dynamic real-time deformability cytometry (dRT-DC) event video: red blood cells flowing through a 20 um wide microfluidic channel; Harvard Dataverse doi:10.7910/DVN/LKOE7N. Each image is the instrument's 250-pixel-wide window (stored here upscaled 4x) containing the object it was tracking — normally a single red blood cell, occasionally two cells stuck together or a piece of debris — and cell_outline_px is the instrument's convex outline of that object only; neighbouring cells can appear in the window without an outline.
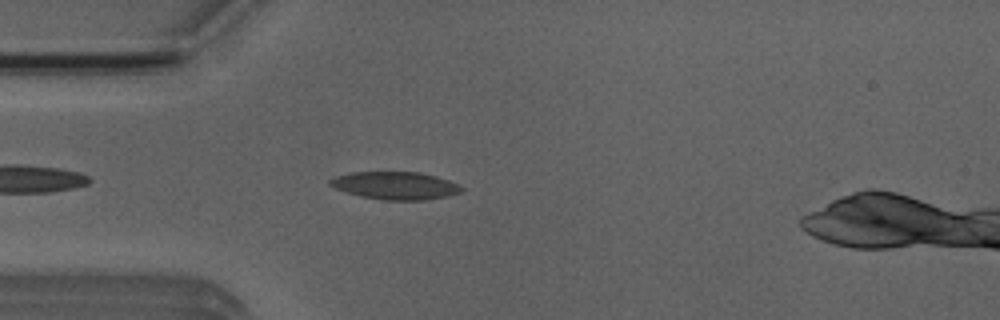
{"species": "Egyptian fruit bat (a non-hibernating species)", "species_latin": "Rousettus aegyptiacus", "temperature_condition": "room temperature", "stored_images_in_passage": 3, "camera_frame_rate_fps": 3000, "um_per_image_px": 0.085, "animal": {"sex": "male"}, "frame": {"image": 1, "passage_image": 3, "time_ms": 2.333, "image_size_px": [1000, 320], "cell_outline_px": [[464, 188], [460, 192], [448, 196], [424, 200], [384, 200], [360, 196], [336, 188], [328, 184], [328, 180], [336, 176], [352, 172], [420, 172], [436, 176], [460, 184]], "centroid_in_image_um": [33.63, 15.77], "position_along_channel_um": 51.4, "area_um2": 21.21}}